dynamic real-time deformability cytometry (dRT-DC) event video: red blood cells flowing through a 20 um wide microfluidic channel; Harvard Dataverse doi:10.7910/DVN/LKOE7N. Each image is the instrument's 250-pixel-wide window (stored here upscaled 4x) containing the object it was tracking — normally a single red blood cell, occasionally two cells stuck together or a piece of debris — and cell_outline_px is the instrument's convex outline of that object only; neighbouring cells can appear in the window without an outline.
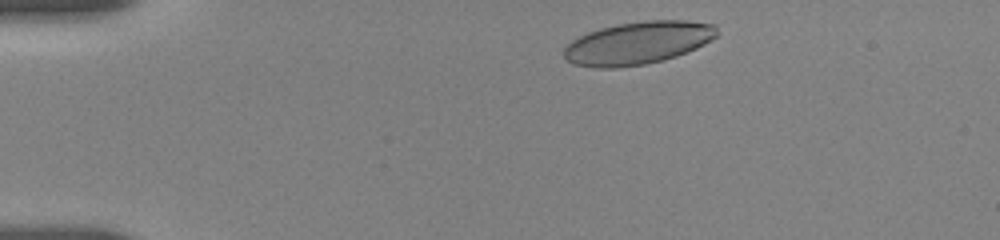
{"species": "human", "species_latin": "Homo sapiens", "temperature_condition": "room temperature", "stored_images_in_passage": 54, "camera_frame_rate_fps": 3000, "um_per_image_px": 0.085, "donor": {"sex": "female"}, "frame": {"image": 1, "passage_image": 4, "time_ms": 0.667, "image_size_px": [1000, 240], "cell_outline_px": [[716, 36], [704, 44], [696, 48], [676, 56], [644, 64], [616, 68], [592, 68], [572, 64], [564, 56], [564, 48], [572, 40], [588, 32], [600, 28], [616, 24], [644, 20], [688, 20], [716, 24]], "centroid_in_image_um": [54.2, 3.64], "position_along_channel_um": 30.8, "area_um2": 38.09}}
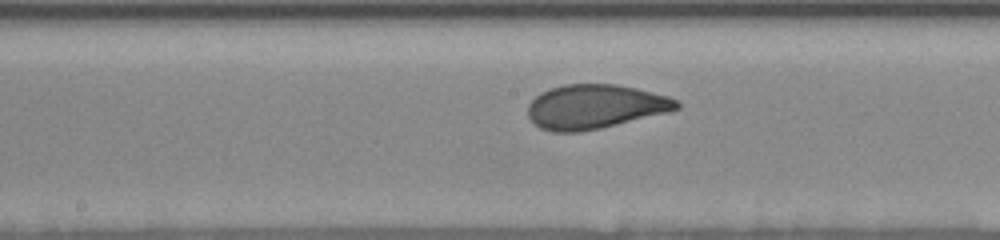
{"frame": {"image": 2, "passage_image": 30, "time_ms": 7.0, "image_size_px": [1000, 240], "cell_outline_px": [[680, 108], [668, 112], [600, 128], [580, 132], [552, 132], [540, 128], [528, 116], [528, 104], [540, 92], [548, 88], [564, 84], [616, 84], [636, 88], [668, 96], [676, 100], [680, 104]], "centroid_in_image_um": [50.55, 9.06], "position_along_channel_um": 197.6, "area_um2": 38.32}}
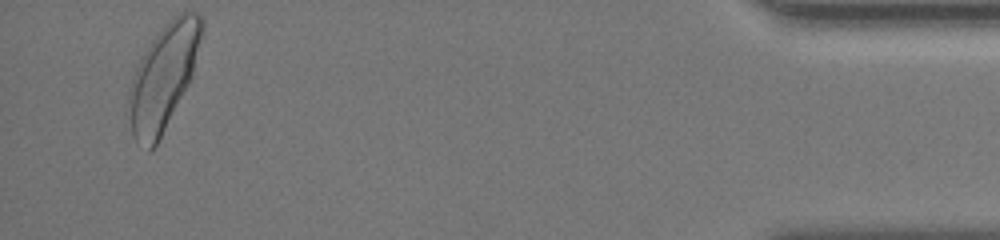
{"frame": {"image": 3, "passage_image": 52, "time_ms": 15.0, "image_size_px": [1000, 240], "cell_outline_px": [[204, 28], [192, 72], [188, 84], [156, 144], [148, 152], [136, 144], [132, 136], [128, 96], [132, 80], [136, 68], [144, 52], [152, 40], [164, 24], [168, 20], [180, 12], [200, 12], [204, 20]], "centroid_in_image_um": [13.89, 6.52], "position_along_channel_um": 421.3, "area_um2": 43.93}, "authors_computed_cell_mechanics": {"area_um2": 38.2347, "velocity_mm_per_s": 3.6478, "shape_relaxation_time_tau1_ms": 3.9877, "shape_relaxation_time_tau2_ms": null, "deformation_change_tau1": 0.1648, "deformation_change_tau2": null}}